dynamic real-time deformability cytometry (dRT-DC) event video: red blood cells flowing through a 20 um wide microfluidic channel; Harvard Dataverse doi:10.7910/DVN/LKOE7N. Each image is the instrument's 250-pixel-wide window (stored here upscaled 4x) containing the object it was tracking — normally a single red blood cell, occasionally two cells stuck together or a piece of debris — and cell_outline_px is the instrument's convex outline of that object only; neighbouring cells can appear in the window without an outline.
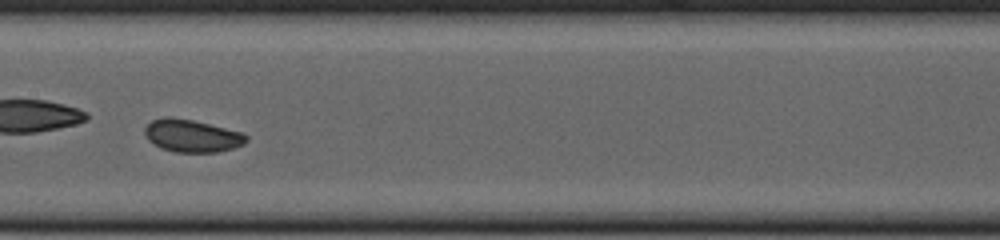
{"species": "common noctule bat (a hibernating species)", "species_latin": "Nyctalus noctula", "temperature_condition": "cold", "stored_images_in_passage": 46, "camera_frame_rate_fps": 3000, "um_per_image_px": 0.085, "animal": {"sex": "female", "body_mass_g": 23.0, "forearm_length_mm": 53.4}, "frame": {"image": 1, "passage_image": 20, "time_ms": 6.333, "image_size_px": [1000, 240], "cell_outline_px": [[248, 140], [244, 144], [232, 148], [216, 152], [176, 152], [160, 148], [148, 140], [144, 132], [144, 128], [152, 120], [164, 116], [172, 116], [192, 120], [244, 132], [248, 136]], "centroid_in_image_um": [16.31, 11.53], "position_along_channel_um": 191.1, "area_um2": 19.42}}
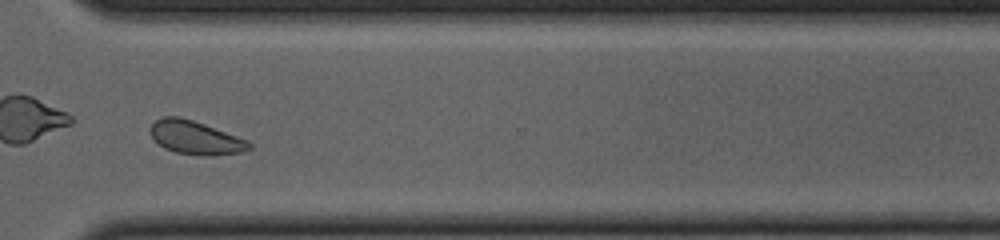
{"frame": {"image": 2, "passage_image": 33, "time_ms": 10.667, "image_size_px": [1000, 240], "cell_outline_px": [[252, 148], [244, 152], [216, 156], [200, 156], [176, 152], [164, 148], [152, 136], [148, 128], [160, 116], [180, 116], [204, 124], [248, 140], [252, 144]], "centroid_in_image_um": [16.64, 11.71], "position_along_channel_um": 354.0, "area_um2": 19.48}, "authors_computed_cell_mechanics": {"area_um2": 19.5075, "velocity_mm_per_s": 3.7523, "shape_relaxation_time_tau1_ms": null, "shape_relaxation_time_tau2_ms": 5.3577, "deformation_change_tau1": null, "deformation_change_tau2": 0.0877}}